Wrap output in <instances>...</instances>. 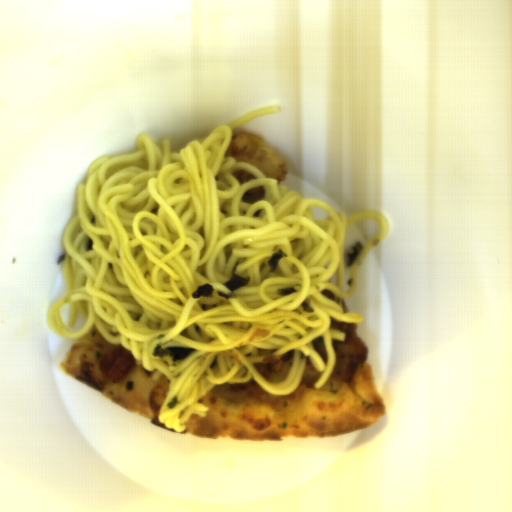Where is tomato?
Returning <instances> with one entry per match:
<instances>
[{"label":"tomato","instance_id":"512abeb7","mask_svg":"<svg viewBox=\"0 0 512 512\" xmlns=\"http://www.w3.org/2000/svg\"><path fill=\"white\" fill-rule=\"evenodd\" d=\"M138 362L132 351L118 345L102 360L100 369L111 380H124L137 366Z\"/></svg>","mask_w":512,"mask_h":512}]
</instances>
